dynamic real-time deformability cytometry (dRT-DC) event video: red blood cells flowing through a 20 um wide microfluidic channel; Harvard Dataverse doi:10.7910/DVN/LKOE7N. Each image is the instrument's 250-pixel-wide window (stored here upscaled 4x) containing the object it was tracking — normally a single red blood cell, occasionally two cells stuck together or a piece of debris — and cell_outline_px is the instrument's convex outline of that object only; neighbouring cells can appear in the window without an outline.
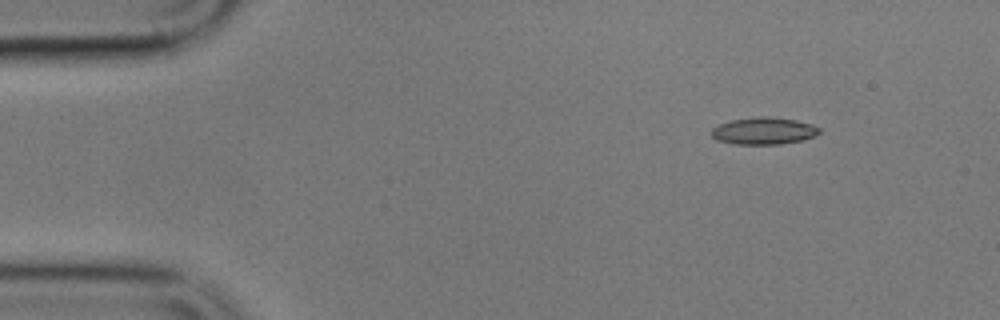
{"species": "common noctule bat (a hibernating species)", "species_latin": "Nyctalus noctula", "temperature_condition": "cold", "stored_images_in_passage": 4, "camera_frame_rate_fps": 3000, "um_per_image_px": 0.085, "animal": {"sex": "male", "body_mass_g": 17.9}, "frame": {"image": 1, "passage_image": 1, "time_ms": 0.0, "image_size_px": [1000, 320], "cell_outline_px": [[820, 132], [816, 136], [804, 140], [780, 144], [732, 144], [716, 140], [712, 136], [712, 128], [720, 124], [732, 120], [760, 116], [768, 116], [796, 120], [812, 124], [820, 128]], "centroid_in_image_um": [64.94, 11.13], "position_along_channel_um": 20.1, "area_um2": 17.11}}
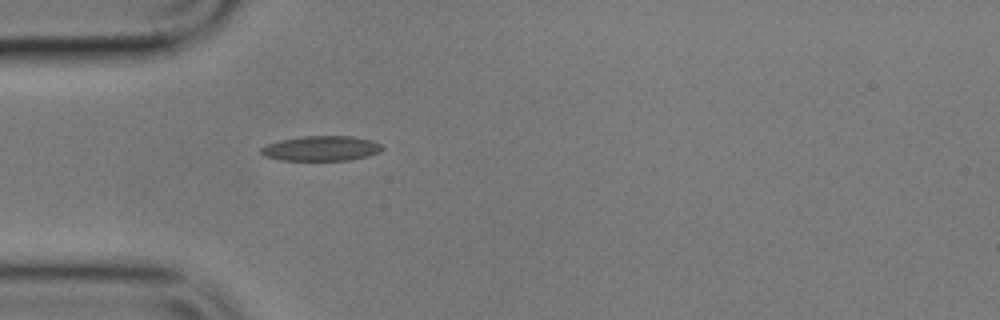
{"frame": {"image": 2, "passage_image": 4, "time_ms": 3.333, "image_size_px": [1000, 320], "cell_outline_px": [[384, 148], [380, 152], [368, 156], [348, 160], [280, 160], [264, 156], [260, 152], [260, 148], [268, 144], [280, 140], [304, 136], [352, 136], [372, 140], [380, 144]], "centroid_in_image_um": [27.31, 12.61], "position_along_channel_um": 57.7, "area_um2": 17.63}}